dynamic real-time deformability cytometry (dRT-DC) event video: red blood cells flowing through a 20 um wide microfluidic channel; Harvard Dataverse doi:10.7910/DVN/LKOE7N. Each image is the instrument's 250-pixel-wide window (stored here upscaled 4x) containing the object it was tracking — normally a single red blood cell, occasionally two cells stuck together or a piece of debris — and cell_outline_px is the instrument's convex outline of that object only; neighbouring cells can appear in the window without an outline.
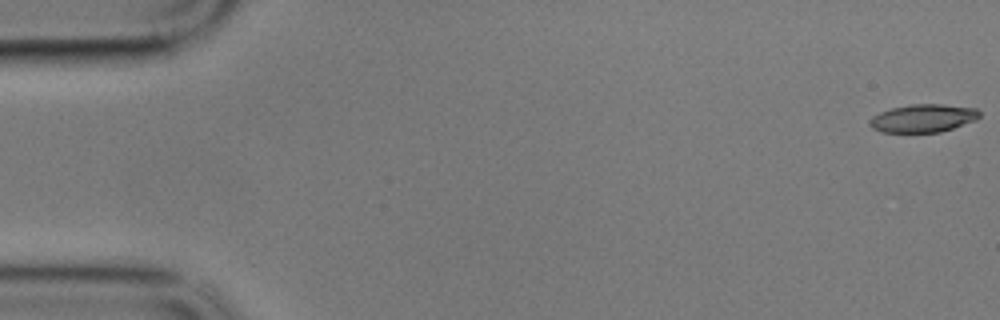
{"species": "common noctule bat (a hibernating species)", "species_latin": "Nyctalus noctula", "temperature_condition": "cold", "stored_images_in_passage": 59, "camera_frame_rate_fps": 3000, "um_per_image_px": 0.085, "animal": {"sex": "male", "body_mass_g": 17.9}, "frame": {"image": 1, "passage_image": 1, "time_ms": 0.0, "image_size_px": [1000, 320], "cell_outline_px": [[980, 116], [976, 120], [940, 132], [880, 132], [872, 128], [868, 124], [868, 120], [872, 116], [880, 112], [892, 108], [912, 104], [944, 104], [976, 108], [980, 112]], "centroid_in_image_um": [78.44, 10.05], "position_along_channel_um": 6.6, "area_um2": 17.98}}
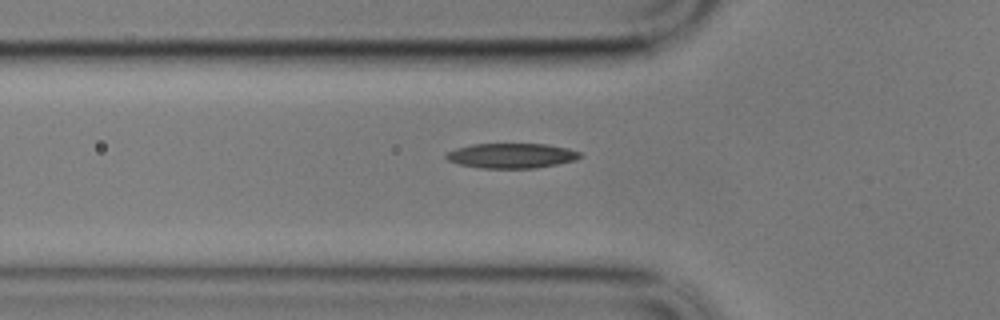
{"frame": {"image": 2, "passage_image": 20, "time_ms": 6.333, "image_size_px": [1000, 320], "cell_outline_px": [[584, 156], [576, 160], [536, 168], [480, 168], [460, 164], [448, 160], [444, 156], [448, 152], [456, 148], [472, 144], [548, 144], [568, 148], [580, 152]], "centroid_in_image_um": [43.51, 13.23], "position_along_channel_um": 82.3, "area_um2": 19.48}}
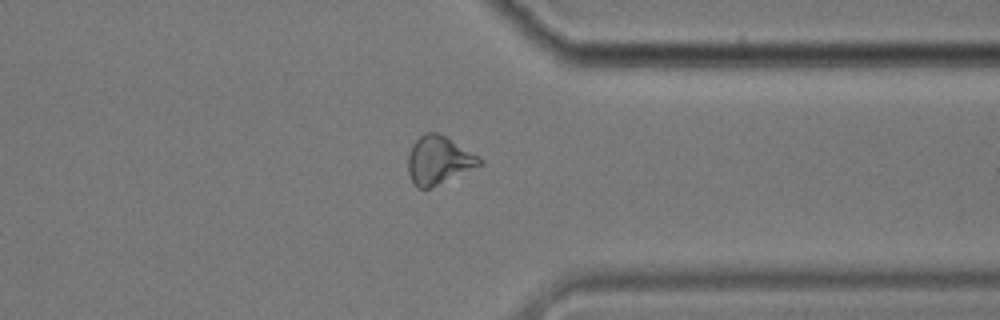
{"frame": {"image": 3, "passage_image": 46, "time_ms": 15.0, "image_size_px": [1000, 320], "cell_outline_px": [[484, 164], [428, 188], [416, 188], [408, 172], [408, 156], [412, 144], [424, 132], [436, 132], [444, 136], [484, 160]], "centroid_in_image_um": [37.27, 13.61], "position_along_channel_um": 374.1, "area_um2": 19.65}, "authors_computed_cell_mechanics": {"area_um2": 18.8428, "velocity_mm_per_s": 3.405, "shape_relaxation_time_tau1_ms": 9.234, "shape_relaxation_time_tau2_ms": 2.5157, "deformation_change_tau1": 0.2305, "deformation_change_tau2": 0.1097}}